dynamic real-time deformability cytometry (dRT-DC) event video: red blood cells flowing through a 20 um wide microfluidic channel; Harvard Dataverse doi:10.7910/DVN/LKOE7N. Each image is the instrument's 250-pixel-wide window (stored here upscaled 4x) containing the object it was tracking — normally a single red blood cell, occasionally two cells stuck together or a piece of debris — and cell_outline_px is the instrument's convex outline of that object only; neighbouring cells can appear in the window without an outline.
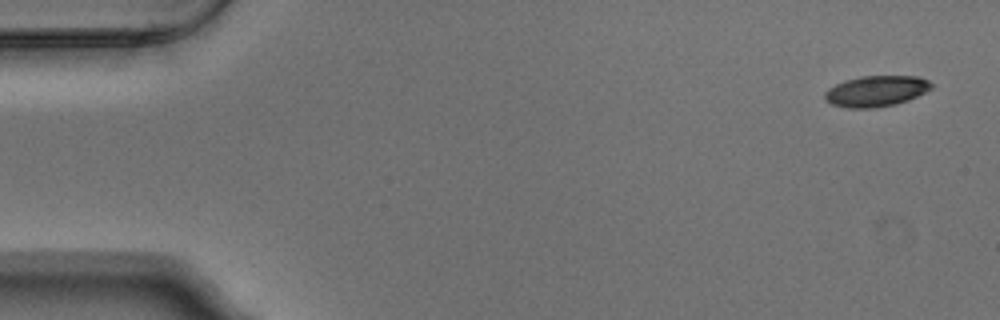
{"species": "Egyptian fruit bat (a non-hibernating species)", "species_latin": "Rousettus aegyptiacus", "temperature_condition": "warm", "stored_images_in_passage": 5, "camera_frame_rate_fps": 3000, "um_per_image_px": 0.085, "animal": {"sex": "male"}, "frame": {"image": 1, "passage_image": 1, "time_ms": 0.0, "image_size_px": [1000, 320], "cell_outline_px": [[932, 88], [908, 100], [896, 104], [872, 108], [848, 108], [832, 104], [824, 100], [824, 92], [828, 88], [844, 80], [860, 76], [916, 76], [928, 80], [932, 84]], "centroid_in_image_um": [74.43, 7.74], "position_along_channel_um": 10.6, "area_um2": 19.19}}
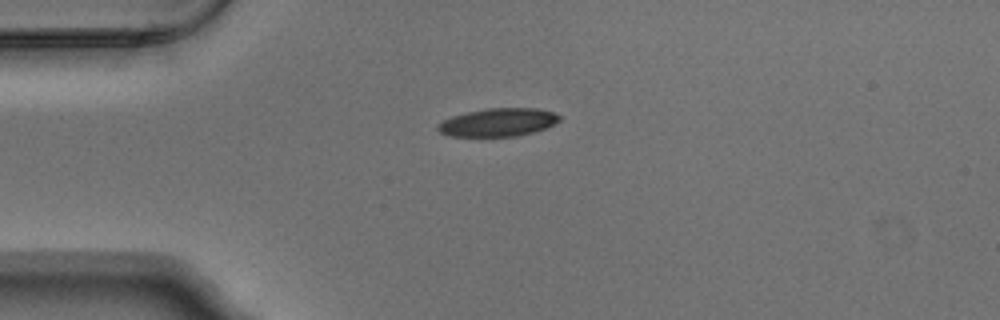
{"frame": {"image": 2, "passage_image": 4, "time_ms": 1.0, "image_size_px": [1000, 320], "cell_outline_px": [[560, 120], [544, 128], [532, 132], [516, 136], [448, 136], [440, 132], [436, 128], [436, 124], [452, 116], [468, 112], [488, 108], [536, 108], [552, 112], [560, 116]], "centroid_in_image_um": [42.29, 10.4], "position_along_channel_um": 42.7, "area_um2": 19.71}}